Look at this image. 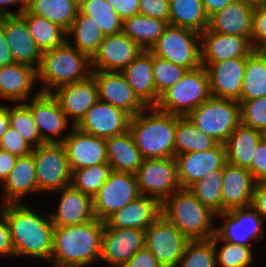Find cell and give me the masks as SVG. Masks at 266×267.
I'll return each mask as SVG.
<instances>
[{
  "label": "cell",
  "mask_w": 266,
  "mask_h": 267,
  "mask_svg": "<svg viewBox=\"0 0 266 267\" xmlns=\"http://www.w3.org/2000/svg\"><path fill=\"white\" fill-rule=\"evenodd\" d=\"M0 214L11 233L15 256L51 259L55 226L50 215L42 217L21 203L2 204Z\"/></svg>",
  "instance_id": "6da1fadb"
},
{
  "label": "cell",
  "mask_w": 266,
  "mask_h": 267,
  "mask_svg": "<svg viewBox=\"0 0 266 267\" xmlns=\"http://www.w3.org/2000/svg\"><path fill=\"white\" fill-rule=\"evenodd\" d=\"M105 223L97 218L71 226H55L51 261L55 267H84L100 259Z\"/></svg>",
  "instance_id": "7a4b0ae2"
},
{
  "label": "cell",
  "mask_w": 266,
  "mask_h": 267,
  "mask_svg": "<svg viewBox=\"0 0 266 267\" xmlns=\"http://www.w3.org/2000/svg\"><path fill=\"white\" fill-rule=\"evenodd\" d=\"M131 116L129 131L143 159L171 158L175 156L177 115L148 107Z\"/></svg>",
  "instance_id": "3957f363"
},
{
  "label": "cell",
  "mask_w": 266,
  "mask_h": 267,
  "mask_svg": "<svg viewBox=\"0 0 266 267\" xmlns=\"http://www.w3.org/2000/svg\"><path fill=\"white\" fill-rule=\"evenodd\" d=\"M161 214L189 241L215 235L216 214L203 205L189 188H180L161 204Z\"/></svg>",
  "instance_id": "277c9868"
},
{
  "label": "cell",
  "mask_w": 266,
  "mask_h": 267,
  "mask_svg": "<svg viewBox=\"0 0 266 267\" xmlns=\"http://www.w3.org/2000/svg\"><path fill=\"white\" fill-rule=\"evenodd\" d=\"M37 71V81L44 82L41 93H52L63 85L82 81L91 76V59L67 41L43 52Z\"/></svg>",
  "instance_id": "5b68a950"
},
{
  "label": "cell",
  "mask_w": 266,
  "mask_h": 267,
  "mask_svg": "<svg viewBox=\"0 0 266 267\" xmlns=\"http://www.w3.org/2000/svg\"><path fill=\"white\" fill-rule=\"evenodd\" d=\"M210 97L208 72L201 65L188 70L175 85L163 92L154 107L164 113L187 116Z\"/></svg>",
  "instance_id": "8992f818"
},
{
  "label": "cell",
  "mask_w": 266,
  "mask_h": 267,
  "mask_svg": "<svg viewBox=\"0 0 266 267\" xmlns=\"http://www.w3.org/2000/svg\"><path fill=\"white\" fill-rule=\"evenodd\" d=\"M187 117L197 129L216 142L224 144L241 123L240 103L237 100L210 97Z\"/></svg>",
  "instance_id": "52a82bcc"
},
{
  "label": "cell",
  "mask_w": 266,
  "mask_h": 267,
  "mask_svg": "<svg viewBox=\"0 0 266 267\" xmlns=\"http://www.w3.org/2000/svg\"><path fill=\"white\" fill-rule=\"evenodd\" d=\"M149 51L188 70L201 66L200 33L188 28L168 24Z\"/></svg>",
  "instance_id": "ba28073f"
},
{
  "label": "cell",
  "mask_w": 266,
  "mask_h": 267,
  "mask_svg": "<svg viewBox=\"0 0 266 267\" xmlns=\"http://www.w3.org/2000/svg\"><path fill=\"white\" fill-rule=\"evenodd\" d=\"M37 192H55L71 183V169L61 143H44L33 148Z\"/></svg>",
  "instance_id": "9c48e42d"
},
{
  "label": "cell",
  "mask_w": 266,
  "mask_h": 267,
  "mask_svg": "<svg viewBox=\"0 0 266 267\" xmlns=\"http://www.w3.org/2000/svg\"><path fill=\"white\" fill-rule=\"evenodd\" d=\"M139 195L141 194L135 174L111 171L108 179L92 198L94 217L104 222Z\"/></svg>",
  "instance_id": "30bf717a"
},
{
  "label": "cell",
  "mask_w": 266,
  "mask_h": 267,
  "mask_svg": "<svg viewBox=\"0 0 266 267\" xmlns=\"http://www.w3.org/2000/svg\"><path fill=\"white\" fill-rule=\"evenodd\" d=\"M135 175L140 194H150L161 204L181 188L174 157L144 159Z\"/></svg>",
  "instance_id": "8fae6325"
},
{
  "label": "cell",
  "mask_w": 266,
  "mask_h": 267,
  "mask_svg": "<svg viewBox=\"0 0 266 267\" xmlns=\"http://www.w3.org/2000/svg\"><path fill=\"white\" fill-rule=\"evenodd\" d=\"M188 242L162 214L145 229V247L161 267H177Z\"/></svg>",
  "instance_id": "7c38bea8"
},
{
  "label": "cell",
  "mask_w": 266,
  "mask_h": 267,
  "mask_svg": "<svg viewBox=\"0 0 266 267\" xmlns=\"http://www.w3.org/2000/svg\"><path fill=\"white\" fill-rule=\"evenodd\" d=\"M216 217L223 218L222 226L215 228L218 242L251 246L250 240H259L265 234V228L261 226L264 220L251 206L232 208Z\"/></svg>",
  "instance_id": "4fadbf2b"
},
{
  "label": "cell",
  "mask_w": 266,
  "mask_h": 267,
  "mask_svg": "<svg viewBox=\"0 0 266 267\" xmlns=\"http://www.w3.org/2000/svg\"><path fill=\"white\" fill-rule=\"evenodd\" d=\"M91 75L98 87L99 100L121 108L130 116L148 109L120 71L92 70Z\"/></svg>",
  "instance_id": "5bb4252c"
},
{
  "label": "cell",
  "mask_w": 266,
  "mask_h": 267,
  "mask_svg": "<svg viewBox=\"0 0 266 267\" xmlns=\"http://www.w3.org/2000/svg\"><path fill=\"white\" fill-rule=\"evenodd\" d=\"M143 50L139 44L135 43L122 31L105 36L97 52L91 58V69L121 72Z\"/></svg>",
  "instance_id": "9a60e30c"
},
{
  "label": "cell",
  "mask_w": 266,
  "mask_h": 267,
  "mask_svg": "<svg viewBox=\"0 0 266 267\" xmlns=\"http://www.w3.org/2000/svg\"><path fill=\"white\" fill-rule=\"evenodd\" d=\"M174 158L181 188H189L210 172L223 168L227 163L225 145L221 143L207 151L178 154Z\"/></svg>",
  "instance_id": "2e32d148"
},
{
  "label": "cell",
  "mask_w": 266,
  "mask_h": 267,
  "mask_svg": "<svg viewBox=\"0 0 266 267\" xmlns=\"http://www.w3.org/2000/svg\"><path fill=\"white\" fill-rule=\"evenodd\" d=\"M31 103H25L33 116L38 127L43 143H62L66 138L63 137V130L70 122L62 111L57 99L51 93L38 92L32 98ZM62 135V138L60 136ZM55 139L56 137H59Z\"/></svg>",
  "instance_id": "e0dca14e"
},
{
  "label": "cell",
  "mask_w": 266,
  "mask_h": 267,
  "mask_svg": "<svg viewBox=\"0 0 266 267\" xmlns=\"http://www.w3.org/2000/svg\"><path fill=\"white\" fill-rule=\"evenodd\" d=\"M62 141L72 171L107 162V146L104 138L91 135L75 126Z\"/></svg>",
  "instance_id": "ac0fdd59"
},
{
  "label": "cell",
  "mask_w": 266,
  "mask_h": 267,
  "mask_svg": "<svg viewBox=\"0 0 266 267\" xmlns=\"http://www.w3.org/2000/svg\"><path fill=\"white\" fill-rule=\"evenodd\" d=\"M145 247V231L133 228L104 227L100 259L112 267H122Z\"/></svg>",
  "instance_id": "d6986e66"
},
{
  "label": "cell",
  "mask_w": 266,
  "mask_h": 267,
  "mask_svg": "<svg viewBox=\"0 0 266 267\" xmlns=\"http://www.w3.org/2000/svg\"><path fill=\"white\" fill-rule=\"evenodd\" d=\"M130 117L121 108L98 100L75 127L83 132L106 139L129 130Z\"/></svg>",
  "instance_id": "ffe728a7"
},
{
  "label": "cell",
  "mask_w": 266,
  "mask_h": 267,
  "mask_svg": "<svg viewBox=\"0 0 266 267\" xmlns=\"http://www.w3.org/2000/svg\"><path fill=\"white\" fill-rule=\"evenodd\" d=\"M209 76L211 96L239 100L243 84L246 57L222 62H201Z\"/></svg>",
  "instance_id": "44dd1931"
},
{
  "label": "cell",
  "mask_w": 266,
  "mask_h": 267,
  "mask_svg": "<svg viewBox=\"0 0 266 267\" xmlns=\"http://www.w3.org/2000/svg\"><path fill=\"white\" fill-rule=\"evenodd\" d=\"M51 94L59 102L66 118L72 119L70 126H76L99 100L98 87L92 75L82 81L60 86Z\"/></svg>",
  "instance_id": "7402d4cb"
},
{
  "label": "cell",
  "mask_w": 266,
  "mask_h": 267,
  "mask_svg": "<svg viewBox=\"0 0 266 267\" xmlns=\"http://www.w3.org/2000/svg\"><path fill=\"white\" fill-rule=\"evenodd\" d=\"M253 51L251 40L247 37L216 33L208 28L200 33L201 62L248 57Z\"/></svg>",
  "instance_id": "603a6c76"
},
{
  "label": "cell",
  "mask_w": 266,
  "mask_h": 267,
  "mask_svg": "<svg viewBox=\"0 0 266 267\" xmlns=\"http://www.w3.org/2000/svg\"><path fill=\"white\" fill-rule=\"evenodd\" d=\"M0 25L4 30L14 62L30 65L37 70L42 52L33 40L25 20L20 15L1 16Z\"/></svg>",
  "instance_id": "cb8c5ba5"
},
{
  "label": "cell",
  "mask_w": 266,
  "mask_h": 267,
  "mask_svg": "<svg viewBox=\"0 0 266 267\" xmlns=\"http://www.w3.org/2000/svg\"><path fill=\"white\" fill-rule=\"evenodd\" d=\"M161 216V203L149 195L134 201L110 215L104 223L109 228H133L145 231Z\"/></svg>",
  "instance_id": "d4e9b609"
},
{
  "label": "cell",
  "mask_w": 266,
  "mask_h": 267,
  "mask_svg": "<svg viewBox=\"0 0 266 267\" xmlns=\"http://www.w3.org/2000/svg\"><path fill=\"white\" fill-rule=\"evenodd\" d=\"M255 4L248 0H234L209 18L212 32L247 37L251 40Z\"/></svg>",
  "instance_id": "484cf974"
},
{
  "label": "cell",
  "mask_w": 266,
  "mask_h": 267,
  "mask_svg": "<svg viewBox=\"0 0 266 267\" xmlns=\"http://www.w3.org/2000/svg\"><path fill=\"white\" fill-rule=\"evenodd\" d=\"M255 183L248 169L226 163L221 194V213L232 208L249 207Z\"/></svg>",
  "instance_id": "4316f807"
},
{
  "label": "cell",
  "mask_w": 266,
  "mask_h": 267,
  "mask_svg": "<svg viewBox=\"0 0 266 267\" xmlns=\"http://www.w3.org/2000/svg\"><path fill=\"white\" fill-rule=\"evenodd\" d=\"M60 202L56 214H49L54 226L79 225L94 219L92 198L71 184L58 190Z\"/></svg>",
  "instance_id": "83f0119b"
},
{
  "label": "cell",
  "mask_w": 266,
  "mask_h": 267,
  "mask_svg": "<svg viewBox=\"0 0 266 267\" xmlns=\"http://www.w3.org/2000/svg\"><path fill=\"white\" fill-rule=\"evenodd\" d=\"M121 73L147 107H154L157 104L160 96L155 88L152 53L149 50H143Z\"/></svg>",
  "instance_id": "f1b7e54d"
},
{
  "label": "cell",
  "mask_w": 266,
  "mask_h": 267,
  "mask_svg": "<svg viewBox=\"0 0 266 267\" xmlns=\"http://www.w3.org/2000/svg\"><path fill=\"white\" fill-rule=\"evenodd\" d=\"M36 81L37 71L30 65L14 62L2 66L0 67V97L20 103L28 100V95Z\"/></svg>",
  "instance_id": "f546056e"
},
{
  "label": "cell",
  "mask_w": 266,
  "mask_h": 267,
  "mask_svg": "<svg viewBox=\"0 0 266 267\" xmlns=\"http://www.w3.org/2000/svg\"><path fill=\"white\" fill-rule=\"evenodd\" d=\"M4 202L20 203V199L27 194L37 193L36 166L33 153L16 159L14 168L4 181Z\"/></svg>",
  "instance_id": "4dcf8cb0"
},
{
  "label": "cell",
  "mask_w": 266,
  "mask_h": 267,
  "mask_svg": "<svg viewBox=\"0 0 266 267\" xmlns=\"http://www.w3.org/2000/svg\"><path fill=\"white\" fill-rule=\"evenodd\" d=\"M107 162L112 171L136 174L143 157L135 145L132 134L126 132L106 138Z\"/></svg>",
  "instance_id": "1f68e13d"
},
{
  "label": "cell",
  "mask_w": 266,
  "mask_h": 267,
  "mask_svg": "<svg viewBox=\"0 0 266 267\" xmlns=\"http://www.w3.org/2000/svg\"><path fill=\"white\" fill-rule=\"evenodd\" d=\"M265 136L258 130L240 123L224 143L227 163L248 169L256 147Z\"/></svg>",
  "instance_id": "d6a6232c"
},
{
  "label": "cell",
  "mask_w": 266,
  "mask_h": 267,
  "mask_svg": "<svg viewBox=\"0 0 266 267\" xmlns=\"http://www.w3.org/2000/svg\"><path fill=\"white\" fill-rule=\"evenodd\" d=\"M266 97V53L254 50L246 57L241 95L238 102Z\"/></svg>",
  "instance_id": "836d02e7"
},
{
  "label": "cell",
  "mask_w": 266,
  "mask_h": 267,
  "mask_svg": "<svg viewBox=\"0 0 266 267\" xmlns=\"http://www.w3.org/2000/svg\"><path fill=\"white\" fill-rule=\"evenodd\" d=\"M19 15L25 20L33 40L42 53L61 46L67 41L66 31L48 19L31 14L26 9Z\"/></svg>",
  "instance_id": "e575fe53"
},
{
  "label": "cell",
  "mask_w": 266,
  "mask_h": 267,
  "mask_svg": "<svg viewBox=\"0 0 266 267\" xmlns=\"http://www.w3.org/2000/svg\"><path fill=\"white\" fill-rule=\"evenodd\" d=\"M169 24L188 28L199 33L208 28L207 16L202 0H169Z\"/></svg>",
  "instance_id": "d590c367"
},
{
  "label": "cell",
  "mask_w": 266,
  "mask_h": 267,
  "mask_svg": "<svg viewBox=\"0 0 266 267\" xmlns=\"http://www.w3.org/2000/svg\"><path fill=\"white\" fill-rule=\"evenodd\" d=\"M167 26L164 20L137 14L123 21L122 32L144 50H150Z\"/></svg>",
  "instance_id": "8d00e7d4"
},
{
  "label": "cell",
  "mask_w": 266,
  "mask_h": 267,
  "mask_svg": "<svg viewBox=\"0 0 266 267\" xmlns=\"http://www.w3.org/2000/svg\"><path fill=\"white\" fill-rule=\"evenodd\" d=\"M218 142L200 131L187 116L177 115L175 132V156L191 152H203L214 148Z\"/></svg>",
  "instance_id": "74e56055"
},
{
  "label": "cell",
  "mask_w": 266,
  "mask_h": 267,
  "mask_svg": "<svg viewBox=\"0 0 266 267\" xmlns=\"http://www.w3.org/2000/svg\"><path fill=\"white\" fill-rule=\"evenodd\" d=\"M66 36H74L73 46L86 54L90 59L97 52L105 37L100 27L93 21V17L78 11L76 18L66 32Z\"/></svg>",
  "instance_id": "f35d334b"
},
{
  "label": "cell",
  "mask_w": 266,
  "mask_h": 267,
  "mask_svg": "<svg viewBox=\"0 0 266 267\" xmlns=\"http://www.w3.org/2000/svg\"><path fill=\"white\" fill-rule=\"evenodd\" d=\"M25 9L59 25L66 32L79 11L71 0H32Z\"/></svg>",
  "instance_id": "ab89813d"
},
{
  "label": "cell",
  "mask_w": 266,
  "mask_h": 267,
  "mask_svg": "<svg viewBox=\"0 0 266 267\" xmlns=\"http://www.w3.org/2000/svg\"><path fill=\"white\" fill-rule=\"evenodd\" d=\"M224 167L214 170L189 187L196 198L215 214L221 213Z\"/></svg>",
  "instance_id": "60d3db41"
},
{
  "label": "cell",
  "mask_w": 266,
  "mask_h": 267,
  "mask_svg": "<svg viewBox=\"0 0 266 267\" xmlns=\"http://www.w3.org/2000/svg\"><path fill=\"white\" fill-rule=\"evenodd\" d=\"M79 11L93 17V21L100 27L104 36L122 31L123 21L106 0H87Z\"/></svg>",
  "instance_id": "b9f144b4"
},
{
  "label": "cell",
  "mask_w": 266,
  "mask_h": 267,
  "mask_svg": "<svg viewBox=\"0 0 266 267\" xmlns=\"http://www.w3.org/2000/svg\"><path fill=\"white\" fill-rule=\"evenodd\" d=\"M108 163H100L72 171L71 185L91 198L98 192L111 172Z\"/></svg>",
  "instance_id": "7bdbcfd3"
},
{
  "label": "cell",
  "mask_w": 266,
  "mask_h": 267,
  "mask_svg": "<svg viewBox=\"0 0 266 267\" xmlns=\"http://www.w3.org/2000/svg\"><path fill=\"white\" fill-rule=\"evenodd\" d=\"M8 112L10 127L15 129L28 144L33 148L44 144L32 113L25 103L21 102L12 108L8 106Z\"/></svg>",
  "instance_id": "ee69618b"
},
{
  "label": "cell",
  "mask_w": 266,
  "mask_h": 267,
  "mask_svg": "<svg viewBox=\"0 0 266 267\" xmlns=\"http://www.w3.org/2000/svg\"><path fill=\"white\" fill-rule=\"evenodd\" d=\"M177 267H217L214 242L211 239L189 241Z\"/></svg>",
  "instance_id": "f6af8a7d"
},
{
  "label": "cell",
  "mask_w": 266,
  "mask_h": 267,
  "mask_svg": "<svg viewBox=\"0 0 266 267\" xmlns=\"http://www.w3.org/2000/svg\"><path fill=\"white\" fill-rule=\"evenodd\" d=\"M211 240L216 248L217 266L221 267H249L253 261V255L250 246L233 244L223 241L225 244L218 252L217 235L215 234ZM219 263V264H218Z\"/></svg>",
  "instance_id": "bcb514c9"
},
{
  "label": "cell",
  "mask_w": 266,
  "mask_h": 267,
  "mask_svg": "<svg viewBox=\"0 0 266 267\" xmlns=\"http://www.w3.org/2000/svg\"><path fill=\"white\" fill-rule=\"evenodd\" d=\"M153 77L157 94L160 96L175 85L188 71L166 59L152 55Z\"/></svg>",
  "instance_id": "7dc6e473"
},
{
  "label": "cell",
  "mask_w": 266,
  "mask_h": 267,
  "mask_svg": "<svg viewBox=\"0 0 266 267\" xmlns=\"http://www.w3.org/2000/svg\"><path fill=\"white\" fill-rule=\"evenodd\" d=\"M241 123L266 135V97L240 104Z\"/></svg>",
  "instance_id": "c3c4849f"
},
{
  "label": "cell",
  "mask_w": 266,
  "mask_h": 267,
  "mask_svg": "<svg viewBox=\"0 0 266 267\" xmlns=\"http://www.w3.org/2000/svg\"><path fill=\"white\" fill-rule=\"evenodd\" d=\"M0 149L7 151L17 157L32 153L33 147L28 144L20 134L9 127L0 140Z\"/></svg>",
  "instance_id": "681fc988"
},
{
  "label": "cell",
  "mask_w": 266,
  "mask_h": 267,
  "mask_svg": "<svg viewBox=\"0 0 266 267\" xmlns=\"http://www.w3.org/2000/svg\"><path fill=\"white\" fill-rule=\"evenodd\" d=\"M251 43L254 50H262L266 46L265 4H255L254 6Z\"/></svg>",
  "instance_id": "f907efd6"
},
{
  "label": "cell",
  "mask_w": 266,
  "mask_h": 267,
  "mask_svg": "<svg viewBox=\"0 0 266 267\" xmlns=\"http://www.w3.org/2000/svg\"><path fill=\"white\" fill-rule=\"evenodd\" d=\"M139 14L161 19L169 24V0H139Z\"/></svg>",
  "instance_id": "816d5d0a"
},
{
  "label": "cell",
  "mask_w": 266,
  "mask_h": 267,
  "mask_svg": "<svg viewBox=\"0 0 266 267\" xmlns=\"http://www.w3.org/2000/svg\"><path fill=\"white\" fill-rule=\"evenodd\" d=\"M255 182H266V136L259 142L248 168Z\"/></svg>",
  "instance_id": "f5cc1de1"
},
{
  "label": "cell",
  "mask_w": 266,
  "mask_h": 267,
  "mask_svg": "<svg viewBox=\"0 0 266 267\" xmlns=\"http://www.w3.org/2000/svg\"><path fill=\"white\" fill-rule=\"evenodd\" d=\"M112 5L122 21L139 14V0H106Z\"/></svg>",
  "instance_id": "db71d44e"
},
{
  "label": "cell",
  "mask_w": 266,
  "mask_h": 267,
  "mask_svg": "<svg viewBox=\"0 0 266 267\" xmlns=\"http://www.w3.org/2000/svg\"><path fill=\"white\" fill-rule=\"evenodd\" d=\"M250 206L263 220L266 219V182L255 183Z\"/></svg>",
  "instance_id": "11a10c76"
},
{
  "label": "cell",
  "mask_w": 266,
  "mask_h": 267,
  "mask_svg": "<svg viewBox=\"0 0 266 267\" xmlns=\"http://www.w3.org/2000/svg\"><path fill=\"white\" fill-rule=\"evenodd\" d=\"M122 267H161L146 247L136 252Z\"/></svg>",
  "instance_id": "9f6ffc18"
},
{
  "label": "cell",
  "mask_w": 266,
  "mask_h": 267,
  "mask_svg": "<svg viewBox=\"0 0 266 267\" xmlns=\"http://www.w3.org/2000/svg\"><path fill=\"white\" fill-rule=\"evenodd\" d=\"M14 256L11 233L6 219L0 214V256Z\"/></svg>",
  "instance_id": "6f0895ef"
},
{
  "label": "cell",
  "mask_w": 266,
  "mask_h": 267,
  "mask_svg": "<svg viewBox=\"0 0 266 267\" xmlns=\"http://www.w3.org/2000/svg\"><path fill=\"white\" fill-rule=\"evenodd\" d=\"M18 157L0 149V181L4 182L14 168Z\"/></svg>",
  "instance_id": "680465c9"
},
{
  "label": "cell",
  "mask_w": 266,
  "mask_h": 267,
  "mask_svg": "<svg viewBox=\"0 0 266 267\" xmlns=\"http://www.w3.org/2000/svg\"><path fill=\"white\" fill-rule=\"evenodd\" d=\"M14 63L12 53L7 44L4 30L0 25V67Z\"/></svg>",
  "instance_id": "91938a15"
},
{
  "label": "cell",
  "mask_w": 266,
  "mask_h": 267,
  "mask_svg": "<svg viewBox=\"0 0 266 267\" xmlns=\"http://www.w3.org/2000/svg\"><path fill=\"white\" fill-rule=\"evenodd\" d=\"M234 0H202L205 12L210 18L216 12L223 10Z\"/></svg>",
  "instance_id": "94428289"
},
{
  "label": "cell",
  "mask_w": 266,
  "mask_h": 267,
  "mask_svg": "<svg viewBox=\"0 0 266 267\" xmlns=\"http://www.w3.org/2000/svg\"><path fill=\"white\" fill-rule=\"evenodd\" d=\"M9 127L10 123L8 107L0 106V140Z\"/></svg>",
  "instance_id": "6125c7cd"
},
{
  "label": "cell",
  "mask_w": 266,
  "mask_h": 267,
  "mask_svg": "<svg viewBox=\"0 0 266 267\" xmlns=\"http://www.w3.org/2000/svg\"><path fill=\"white\" fill-rule=\"evenodd\" d=\"M13 4V5H21V7L17 10V13H13L11 11H9L8 9L3 8V5H7L8 6ZM25 9V7L18 1V0H0V15L1 16H15V15H19L23 10Z\"/></svg>",
  "instance_id": "be15d7a7"
},
{
  "label": "cell",
  "mask_w": 266,
  "mask_h": 267,
  "mask_svg": "<svg viewBox=\"0 0 266 267\" xmlns=\"http://www.w3.org/2000/svg\"><path fill=\"white\" fill-rule=\"evenodd\" d=\"M71 1L74 3V5H75L78 9H80L81 6H82L87 0H71Z\"/></svg>",
  "instance_id": "e7e4bbea"
},
{
  "label": "cell",
  "mask_w": 266,
  "mask_h": 267,
  "mask_svg": "<svg viewBox=\"0 0 266 267\" xmlns=\"http://www.w3.org/2000/svg\"><path fill=\"white\" fill-rule=\"evenodd\" d=\"M253 4H265L266 0H248Z\"/></svg>",
  "instance_id": "03108f58"
},
{
  "label": "cell",
  "mask_w": 266,
  "mask_h": 267,
  "mask_svg": "<svg viewBox=\"0 0 266 267\" xmlns=\"http://www.w3.org/2000/svg\"><path fill=\"white\" fill-rule=\"evenodd\" d=\"M25 8L32 0H18Z\"/></svg>",
  "instance_id": "003e7915"
},
{
  "label": "cell",
  "mask_w": 266,
  "mask_h": 267,
  "mask_svg": "<svg viewBox=\"0 0 266 267\" xmlns=\"http://www.w3.org/2000/svg\"><path fill=\"white\" fill-rule=\"evenodd\" d=\"M262 50L266 53V46Z\"/></svg>",
  "instance_id": "a7ac6f4b"
}]
</instances>
